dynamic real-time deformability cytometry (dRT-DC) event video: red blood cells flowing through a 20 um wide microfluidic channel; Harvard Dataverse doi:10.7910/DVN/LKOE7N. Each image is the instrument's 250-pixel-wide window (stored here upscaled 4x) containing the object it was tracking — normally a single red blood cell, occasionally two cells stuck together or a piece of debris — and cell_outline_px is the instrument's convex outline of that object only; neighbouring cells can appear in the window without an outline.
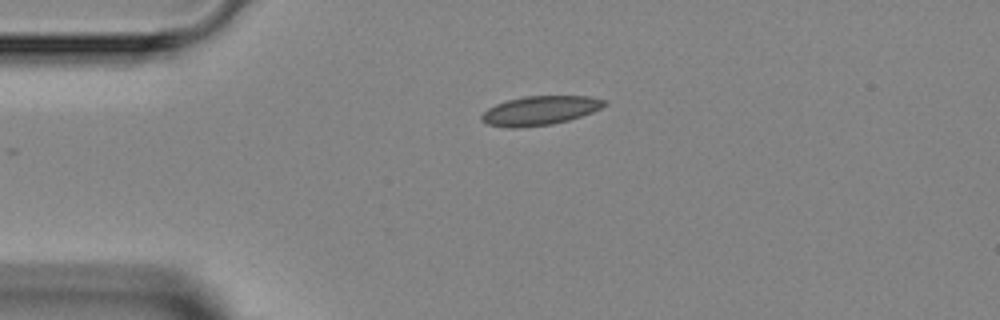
{"species": "Egyptian fruit bat (a non-hibernating species)", "species_latin": "Rousettus aegyptiacus", "temperature_condition": "room temperature", "stored_images_in_passage": 4, "camera_frame_rate_fps": 3000, "um_per_image_px": 0.085, "animal": {"sex": "female"}, "frame": {"image": 1, "passage_image": 4, "time_ms": 4.667, "image_size_px": [1000, 320], "cell_outline_px": [[608, 104], [592, 112], [568, 120], [552, 124], [512, 128], [488, 124], [480, 120], [480, 116], [488, 108], [496, 104], [508, 100], [524, 96], [592, 96], [608, 100]], "centroid_in_image_um": [45.92, 9.38], "position_along_channel_um": 39.1, "area_um2": 20.75}}